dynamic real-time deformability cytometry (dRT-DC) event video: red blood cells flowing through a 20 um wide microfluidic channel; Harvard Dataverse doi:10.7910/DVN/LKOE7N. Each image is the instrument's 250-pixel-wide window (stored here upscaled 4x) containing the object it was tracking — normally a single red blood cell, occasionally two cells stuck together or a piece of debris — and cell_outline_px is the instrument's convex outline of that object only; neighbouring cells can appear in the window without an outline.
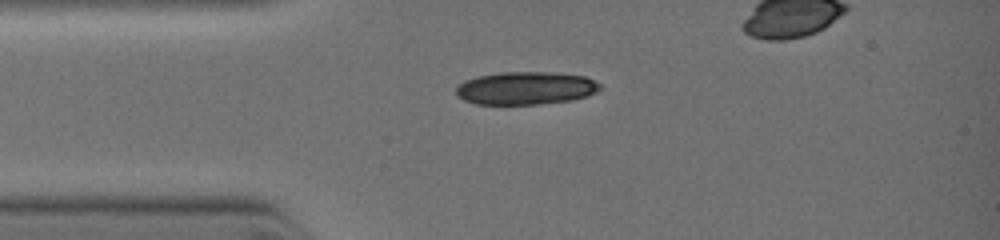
{"species": "common noctule bat (a hibernating species)", "species_latin": "Nyctalus noctula", "temperature_condition": "warm", "stored_images_in_passage": 5, "camera_frame_rate_fps": 3000, "um_per_image_px": 0.085, "animal": {"sex": "female", "body_mass_g": 19.0, "forearm_length_mm": 51.5}, "frame": {"image": 1, "passage_image": 1, "time_ms": 0.0, "image_size_px": [1000, 240], "cell_outline_px": [[600, 88], [596, 92], [588, 96], [572, 100], [536, 104], [476, 104], [464, 100], [456, 92], [456, 88], [464, 80], [476, 76], [500, 72], [556, 72], [584, 76], [600, 84]], "centroid_in_image_um": [44.69, 7.48], "position_along_channel_um": 40.3, "area_um2": 27.57}}